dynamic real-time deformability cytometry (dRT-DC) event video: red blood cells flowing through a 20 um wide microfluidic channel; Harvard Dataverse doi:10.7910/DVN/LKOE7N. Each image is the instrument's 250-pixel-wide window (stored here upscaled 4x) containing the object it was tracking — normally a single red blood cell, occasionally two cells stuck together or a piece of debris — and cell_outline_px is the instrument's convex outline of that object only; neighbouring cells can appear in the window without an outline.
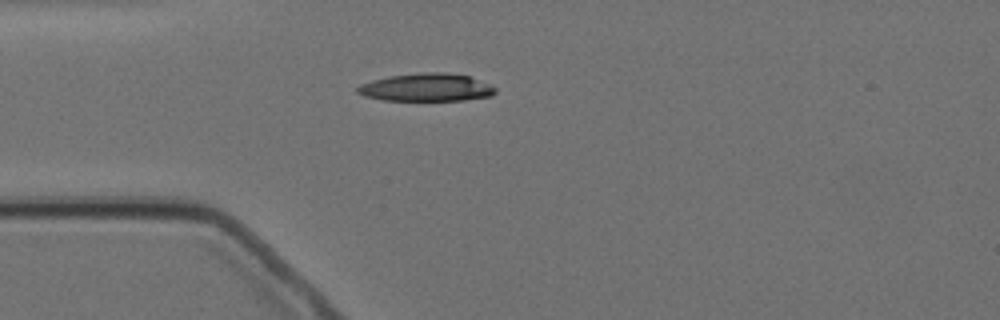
{"species": "Egyptian fruit bat (a non-hibernating species)", "species_latin": "Rousettus aegyptiacus", "temperature_condition": "cold", "stored_images_in_passage": 2, "camera_frame_rate_fps": 3000, "um_per_image_px": 0.085, "animal": {"sex": "female"}, "frame": {"image": 1, "passage_image": 1, "time_ms": 0.0, "image_size_px": [1000, 320], "cell_outline_px": [[496, 92], [492, 96], [464, 100], [384, 100], [364, 96], [356, 92], [356, 88], [360, 84], [372, 80], [388, 76], [424, 72], [444, 72], [468, 76], [492, 84], [496, 88]], "centroid_in_image_um": [36.26, 7.43], "position_along_channel_um": 48.7, "area_um2": 22.48}}